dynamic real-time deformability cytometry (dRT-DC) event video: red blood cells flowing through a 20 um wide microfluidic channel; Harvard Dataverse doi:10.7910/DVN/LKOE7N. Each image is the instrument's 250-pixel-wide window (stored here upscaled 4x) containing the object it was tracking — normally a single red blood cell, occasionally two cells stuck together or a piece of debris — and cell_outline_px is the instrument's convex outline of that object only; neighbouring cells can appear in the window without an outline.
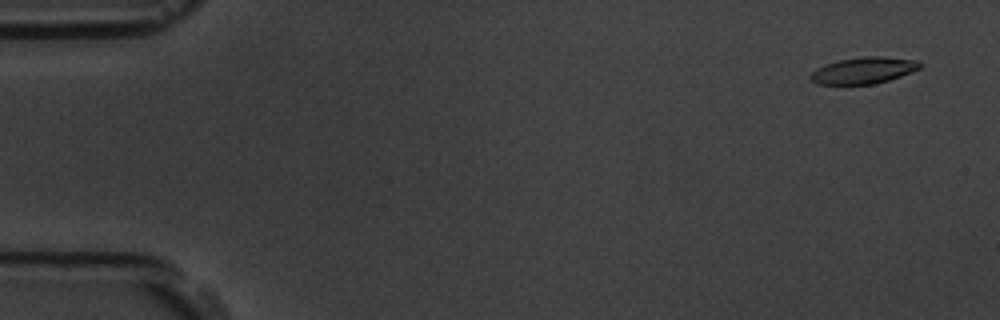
{"species": "common noctule bat (a hibernating species)", "species_latin": "Nyctalus noctula", "temperature_condition": "room temperature", "stored_images_in_passage": 55, "camera_frame_rate_fps": 3000, "um_per_image_px": 0.085, "animal": {"sex": "male", "body_mass_g": 19.5, "forearm_length_mm": 54.6}, "frame": {"image": 1, "passage_image": 3, "time_ms": 0.667, "image_size_px": [1000, 320], "cell_outline_px": [[920, 68], [900, 76], [888, 80], [872, 84], [816, 84], [808, 76], [816, 68], [840, 60], [864, 56], [884, 56], [920, 60]], "centroid_in_image_um": [73.41, 5.98], "position_along_channel_um": 11.6, "area_um2": 16.76}}
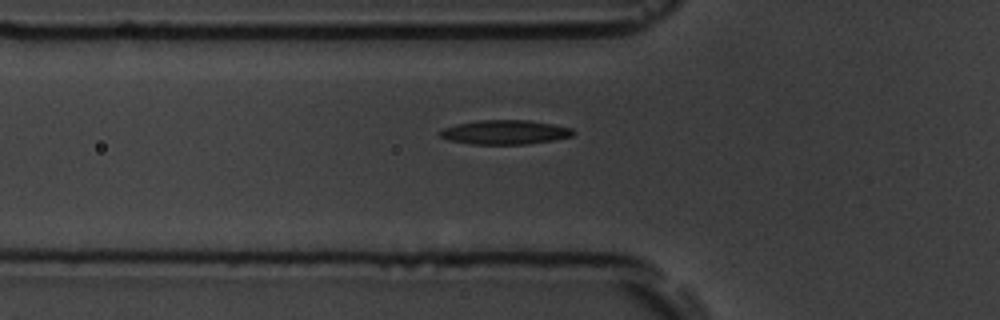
{"frame": {"image": 2, "passage_image": 19, "time_ms": 6.0, "image_size_px": [1000, 320], "cell_outline_px": [[576, 132], [572, 136], [552, 140], [528, 144], [472, 144], [448, 140], [440, 136], [436, 132], [444, 128], [456, 124], [476, 120], [528, 120], [552, 124], [572, 128]], "centroid_in_image_um": [42.89, 11.23], "position_along_channel_um": 82.9, "area_um2": 18.9}}
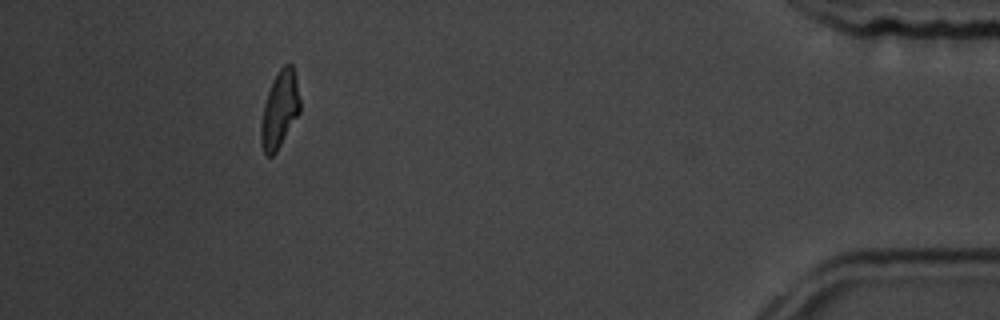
{"frame": {"image": 3, "passage_image": 50, "time_ms": 16.333, "image_size_px": [1000, 320], "cell_outline_px": [[300, 112], [276, 152], [272, 156], [268, 156], [264, 152], [260, 140], [260, 124], [264, 104], [272, 80], [280, 68], [284, 64], [292, 64], [296, 76], [300, 100]], "centroid_in_image_um": [23.77, 9.3], "position_along_channel_um": 411.4, "area_um2": 17.46}, "authors_computed_cell_mechanics": {"area_um2": 18.0914, "velocity_mm_per_s": 3.7494, "shape_relaxation_time_tau1_ms": 4.177, "shape_relaxation_time_tau2_ms": 4.8403, "deformation_change_tau1": 0.1495, "deformation_change_tau2": 0.1205}}